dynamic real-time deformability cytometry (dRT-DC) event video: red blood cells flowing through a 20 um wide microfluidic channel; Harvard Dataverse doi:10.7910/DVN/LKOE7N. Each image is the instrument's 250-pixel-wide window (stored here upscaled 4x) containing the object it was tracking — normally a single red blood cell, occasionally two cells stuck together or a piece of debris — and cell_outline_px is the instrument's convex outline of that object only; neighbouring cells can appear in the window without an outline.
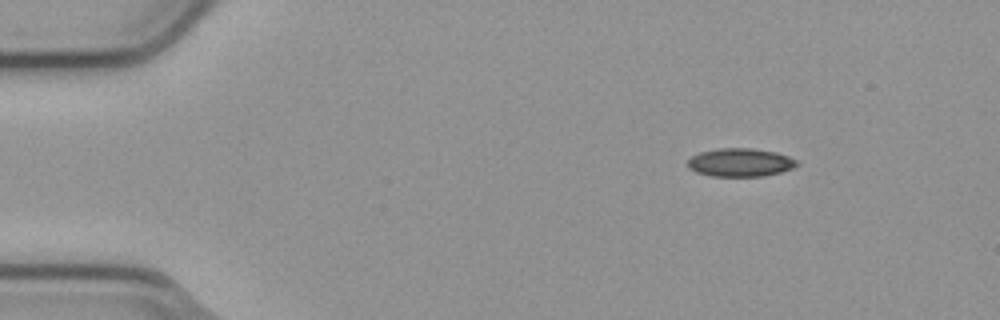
{"species": "common noctule bat (a hibernating species)", "species_latin": "Nyctalus noctula", "temperature_condition": "cold", "stored_images_in_passage": 6, "camera_frame_rate_fps": 3000, "um_per_image_px": 0.085, "animal": {"sex": "male", "body_mass_g": 23.1, "forearm_length_mm": 52.7}, "frame": {"image": 1, "passage_image": 1, "time_ms": 0.0, "image_size_px": [1000, 320], "cell_outline_px": [[800, 164], [792, 168], [780, 172], [764, 176], [712, 176], [696, 172], [688, 168], [688, 160], [692, 156], [700, 152], [716, 148], [752, 148], [776, 152], [788, 156], [796, 160]], "centroid_in_image_um": [62.92, 13.8], "position_along_channel_um": 22.1, "area_um2": 18.03}}
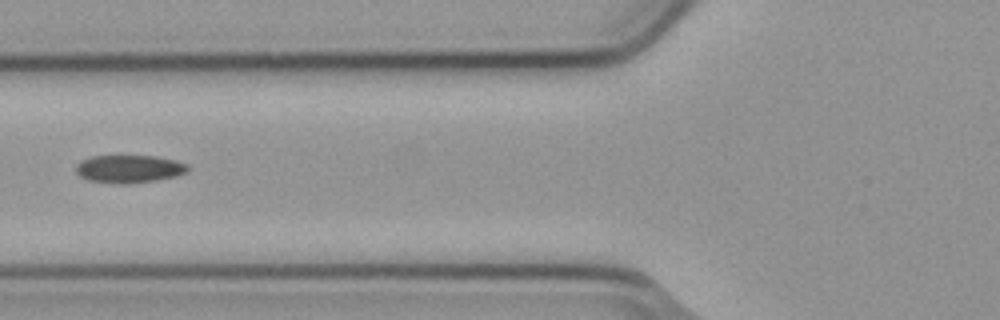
{"frame": {"image": 2, "passage_image": 5, "time_ms": 1.333, "image_size_px": [1000, 320], "cell_outline_px": [[188, 172], [176, 176], [156, 180], [128, 184], [116, 184], [88, 180], [80, 176], [76, 172], [76, 164], [80, 160], [92, 156], [156, 156], [176, 160], [188, 164]], "centroid_in_image_um": [10.97, 14.36], "position_along_channel_um": 114.8, "area_um2": 18.32}}
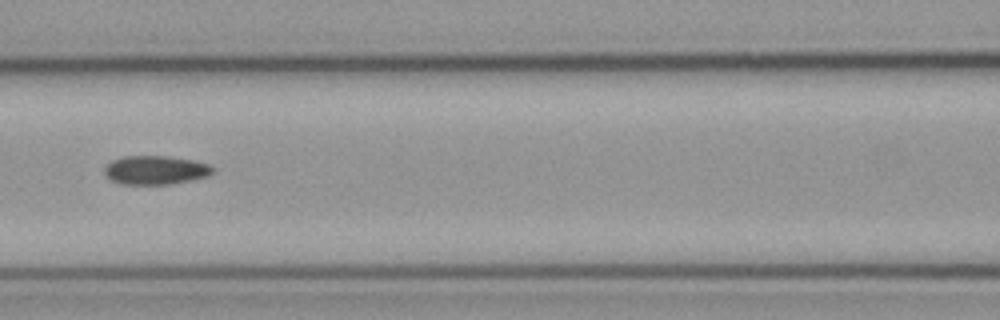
{"frame": {"image": 3, "passage_image": 6, "time_ms": 1.667, "image_size_px": [1000, 320], "cell_outline_px": [[216, 168], [208, 176], [168, 184], [120, 184], [104, 176], [104, 168], [112, 160], [124, 156], [168, 156], [192, 160], [208, 164]], "centroid_in_image_um": [13.19, 14.45], "position_along_channel_um": 153.4, "area_um2": 18.09}}